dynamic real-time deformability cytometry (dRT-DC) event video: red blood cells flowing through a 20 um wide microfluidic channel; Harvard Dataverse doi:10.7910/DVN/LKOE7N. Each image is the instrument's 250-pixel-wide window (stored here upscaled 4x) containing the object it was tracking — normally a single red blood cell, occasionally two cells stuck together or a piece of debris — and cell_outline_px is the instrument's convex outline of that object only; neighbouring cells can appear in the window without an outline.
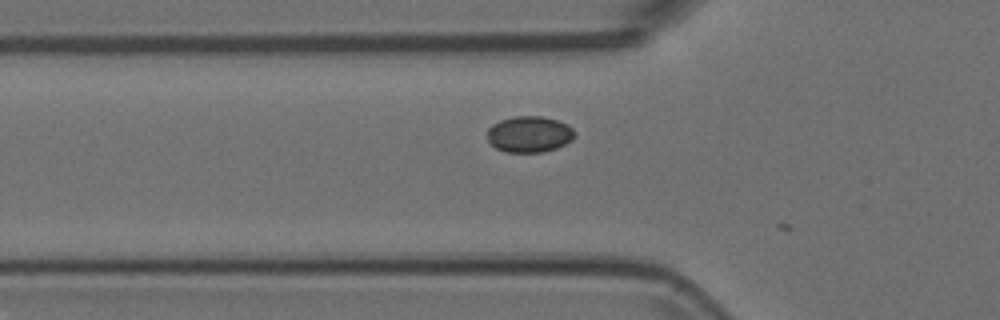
{"species": "Egyptian fruit bat (a non-hibernating species)", "species_latin": "Rousettus aegyptiacus", "temperature_condition": "room temperature", "stored_images_in_passage": 7, "camera_frame_rate_fps": 3000, "um_per_image_px": 0.085, "animal": {"sex": "female"}, "frame": {"image": 1, "passage_image": 2, "time_ms": 0.333, "image_size_px": [1000, 320], "cell_outline_px": [[576, 136], [572, 140], [556, 148], [544, 152], [504, 152], [496, 148], [488, 140], [488, 128], [492, 124], [500, 120], [512, 116], [544, 116], [568, 124], [576, 132]], "centroid_in_image_um": [45.01, 11.4], "position_along_channel_um": 80.8, "area_um2": 18.61}}
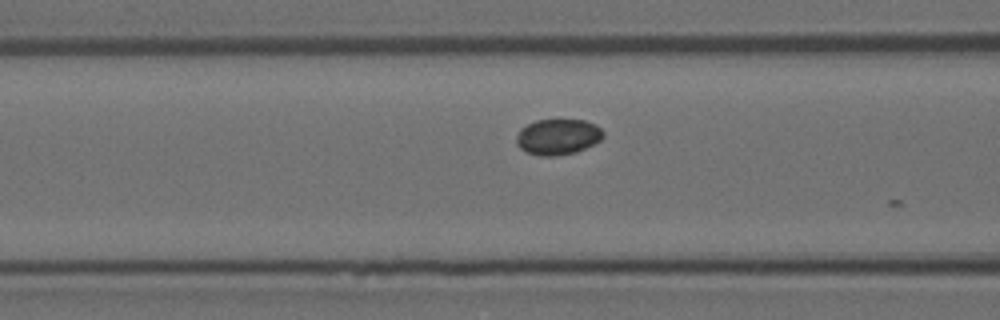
{"frame": {"image": 2, "passage_image": 5, "time_ms": 1.333, "image_size_px": [1000, 320], "cell_outline_px": [[604, 136], [600, 140], [576, 152], [552, 156], [540, 156], [528, 152], [520, 148], [516, 144], [516, 136], [520, 128], [536, 120], [584, 120], [596, 124], [604, 132]], "centroid_in_image_um": [47.4, 11.62], "position_along_channel_um": 119.2, "area_um2": 18.03}}